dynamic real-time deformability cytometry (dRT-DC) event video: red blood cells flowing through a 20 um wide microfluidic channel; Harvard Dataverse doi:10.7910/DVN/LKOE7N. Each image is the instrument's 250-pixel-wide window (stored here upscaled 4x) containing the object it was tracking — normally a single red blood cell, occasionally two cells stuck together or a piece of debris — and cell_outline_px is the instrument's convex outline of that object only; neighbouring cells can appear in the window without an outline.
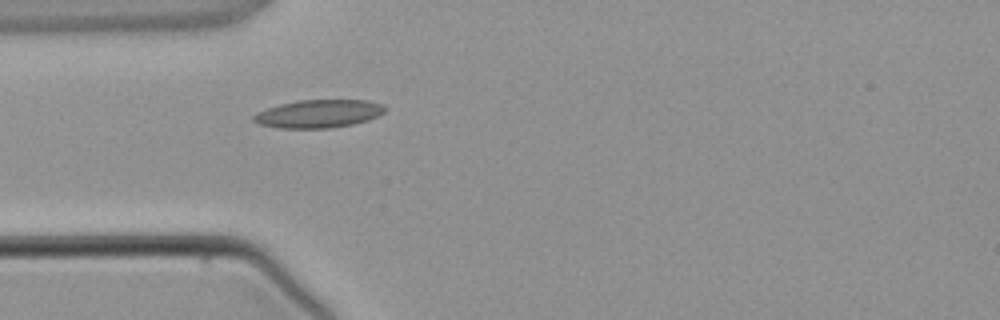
{"species": "common noctule bat (a hibernating species)", "species_latin": "Nyctalus noctula", "temperature_condition": "warm", "stored_images_in_passage": 4, "camera_frame_rate_fps": 3000, "um_per_image_px": 0.085, "animal": {"sex": "male", "body_mass_g": 21.5, "forearm_length_mm": 52.0}, "frame": {"image": 1, "passage_image": 4, "time_ms": 3.667, "image_size_px": [1000, 320], "cell_outline_px": [[384, 112], [368, 120], [352, 124], [328, 128], [280, 128], [260, 124], [252, 120], [252, 116], [256, 112], [280, 104], [300, 100], [368, 100], [384, 104]], "centroid_in_image_um": [27.07, 9.66], "position_along_channel_um": 57.9, "area_um2": 21.33}}